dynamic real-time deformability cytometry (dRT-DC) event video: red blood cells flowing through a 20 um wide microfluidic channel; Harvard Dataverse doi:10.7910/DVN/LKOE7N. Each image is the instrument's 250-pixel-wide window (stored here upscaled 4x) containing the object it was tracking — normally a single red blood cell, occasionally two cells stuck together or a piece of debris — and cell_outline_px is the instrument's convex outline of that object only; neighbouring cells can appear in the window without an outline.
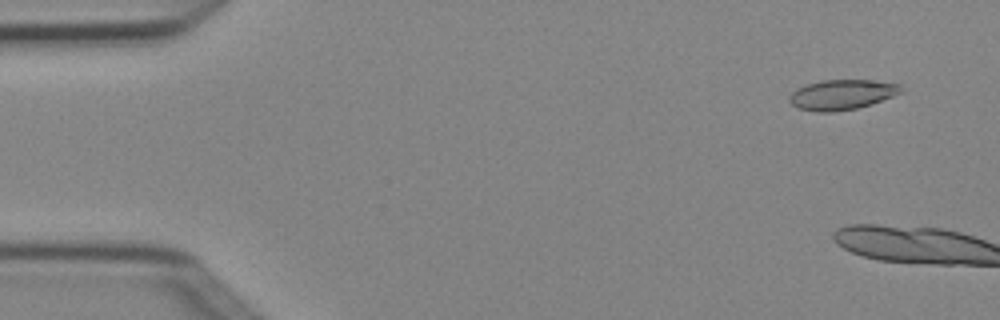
{"species": "Egyptian fruit bat (a non-hibernating species)", "species_latin": "Rousettus aegyptiacus", "temperature_condition": "cold", "stored_images_in_passage": 5, "segment_of_instrument_passage": [2, 2], "camera_frame_rate_fps": 3000, "um_per_image_px": 0.085, "animal": {"sex": "female"}, "frame": {"image": 1, "passage_image": 5, "time_ms": 1.333, "image_size_px": [1000, 320], "cell_outline_px": [[904, 92], [872, 104], [856, 108], [832, 112], [816, 112], [800, 108], [792, 104], [788, 100], [788, 96], [796, 88], [820, 80], [876, 80], [900, 84]], "centroid_in_image_um": [71.58, 8.04], "position_along_channel_um": 13.4, "area_um2": 19.71}}